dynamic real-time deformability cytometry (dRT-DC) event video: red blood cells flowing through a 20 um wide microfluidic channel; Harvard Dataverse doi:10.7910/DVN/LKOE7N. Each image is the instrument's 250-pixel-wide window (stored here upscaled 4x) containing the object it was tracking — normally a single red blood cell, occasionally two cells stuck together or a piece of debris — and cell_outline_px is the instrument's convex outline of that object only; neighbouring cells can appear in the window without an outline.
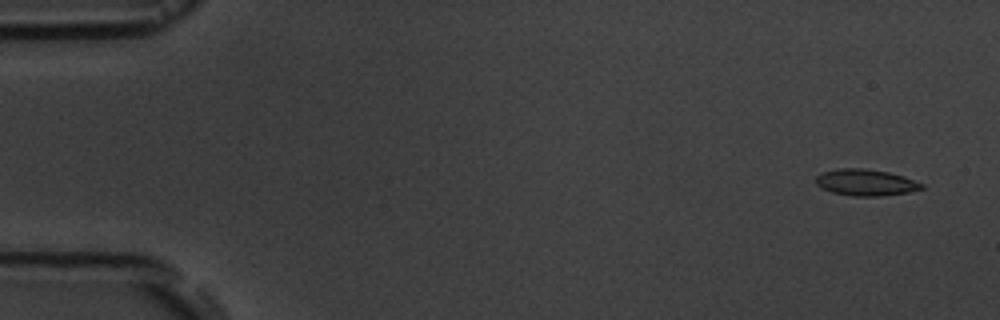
{"species": "common noctule bat (a hibernating species)", "species_latin": "Nyctalus noctula", "temperature_condition": "room temperature", "stored_images_in_passage": 5, "camera_frame_rate_fps": 3000, "um_per_image_px": 0.085, "animal": {"sex": "male", "body_mass_g": 19.5, "forearm_length_mm": 54.6}, "frame": {"image": 1, "passage_image": 1, "time_ms": 0.0, "image_size_px": [1000, 320], "cell_outline_px": [[924, 188], [908, 192], [880, 196], [852, 196], [832, 192], [820, 188], [816, 184], [816, 176], [820, 172], [836, 168], [864, 168], [888, 172], [904, 176], [924, 184]], "centroid_in_image_um": [73.55, 15.5], "position_along_channel_um": 11.5, "area_um2": 16.47}}